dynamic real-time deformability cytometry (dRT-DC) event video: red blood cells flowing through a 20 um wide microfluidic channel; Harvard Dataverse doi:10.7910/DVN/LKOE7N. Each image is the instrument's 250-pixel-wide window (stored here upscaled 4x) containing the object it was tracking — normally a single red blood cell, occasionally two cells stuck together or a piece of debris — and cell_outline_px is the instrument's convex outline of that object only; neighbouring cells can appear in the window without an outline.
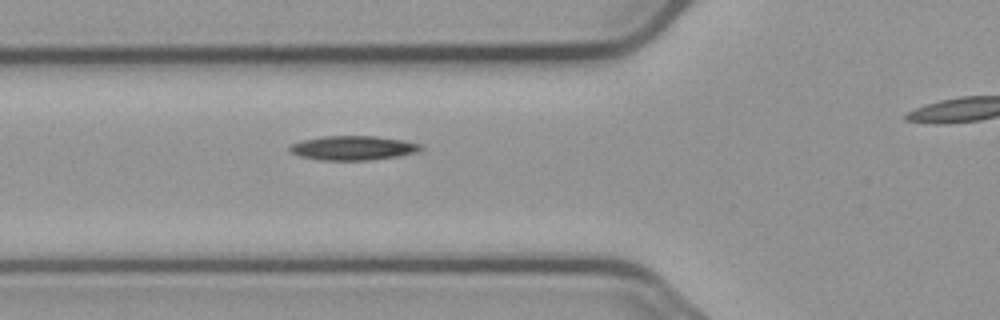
{"species": "common noctule bat (a hibernating species)", "species_latin": "Nyctalus noctula", "temperature_condition": "cold", "stored_images_in_passage": 6, "camera_frame_rate_fps": 3000, "um_per_image_px": 0.085, "animal": {"sex": "male", "body_mass_g": 23.1, "forearm_length_mm": 52.7}, "frame": {"image": 1, "passage_image": 5, "time_ms": 8.0, "image_size_px": [1000, 320], "cell_outline_px": [[424, 148], [416, 152], [396, 156], [372, 160], [320, 160], [300, 156], [292, 152], [288, 148], [292, 144], [300, 140], [324, 136], [376, 136], [400, 140], [420, 144]], "centroid_in_image_um": [29.98, 12.57], "position_along_channel_um": 95.8, "area_um2": 18.38}}